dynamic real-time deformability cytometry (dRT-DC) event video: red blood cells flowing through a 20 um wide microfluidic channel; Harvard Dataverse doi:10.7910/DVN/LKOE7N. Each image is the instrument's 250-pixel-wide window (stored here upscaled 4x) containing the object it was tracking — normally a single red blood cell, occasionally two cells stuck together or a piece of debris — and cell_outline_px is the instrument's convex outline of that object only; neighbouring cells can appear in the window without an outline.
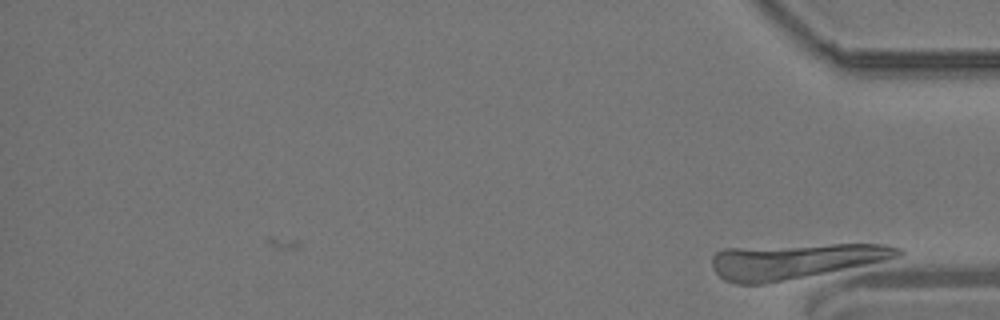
{"species": "common noctule bat (a hibernating species)", "species_latin": "Nyctalus noctula", "temperature_condition": "room temperature", "stored_images_in_passage": 37, "camera_frame_rate_fps": 3000, "um_per_image_px": 0.085, "animal": {"sex": "male", "body_mass_g": 19.2, "forearm_length_mm": 51.8}, "frame": {"image": 1, "passage_image": 37, "time_ms": 12.0, "image_size_px": [1000, 320], "cell_outline_px": [[904, 252], [900, 256], [884, 260], [764, 284], [736, 284], [724, 280], [712, 268], [712, 256], [716, 252], [724, 248], [832, 244], [888, 244], [904, 248]], "centroid_in_image_um": [67.54, 22.16], "position_along_channel_um": 367.7, "area_um2": 37.74}}